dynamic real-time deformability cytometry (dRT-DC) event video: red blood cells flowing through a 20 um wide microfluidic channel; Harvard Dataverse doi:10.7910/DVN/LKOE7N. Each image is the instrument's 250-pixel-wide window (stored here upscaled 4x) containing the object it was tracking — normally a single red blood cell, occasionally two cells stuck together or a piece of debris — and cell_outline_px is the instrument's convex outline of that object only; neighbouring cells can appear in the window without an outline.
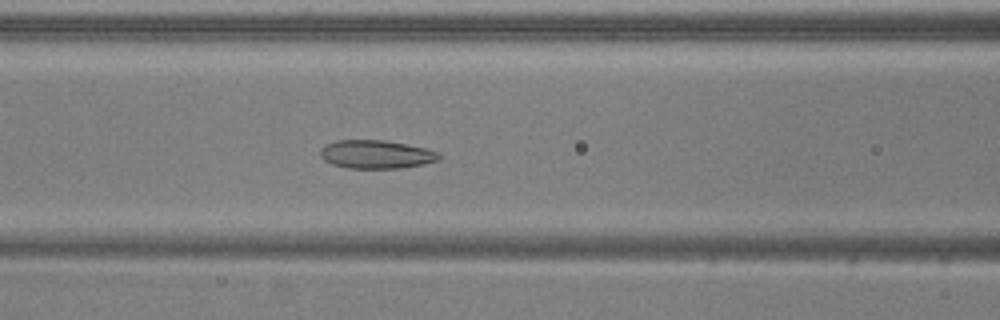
{"species": "common noctule bat (a hibernating species)", "species_latin": "Nyctalus noctula", "temperature_condition": "warm", "stored_images_in_passage": 40, "camera_frame_rate_fps": 3000, "um_per_image_px": 0.085, "animal": {"sex": "male", "body_mass_g": 20.5, "forearm_length_mm": 52.5}, "frame": {"image": 1, "passage_image": 8, "time_ms": 2.333, "image_size_px": [1000, 320], "cell_outline_px": [[440, 156], [436, 160], [424, 164], [400, 168], [348, 168], [332, 164], [324, 160], [320, 156], [320, 148], [336, 140], [384, 140], [424, 148], [440, 152]], "centroid_in_image_um": [31.94, 13.12], "position_along_channel_um": 134.7, "area_um2": 19.48}}
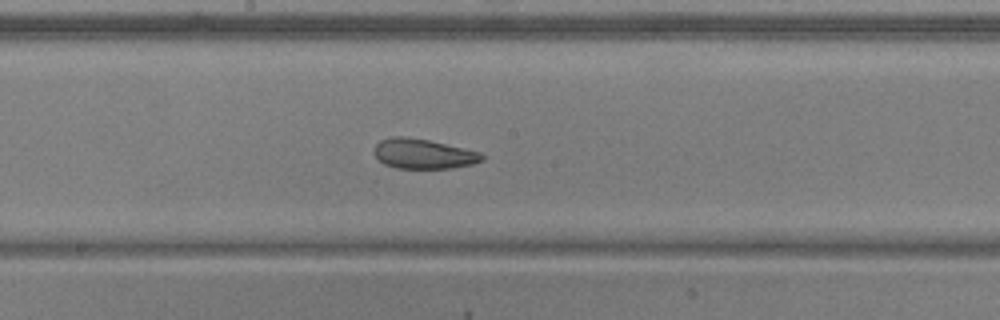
{"frame": {"image": 2, "passage_image": 14, "time_ms": 4.333, "image_size_px": [1000, 320], "cell_outline_px": [[484, 160], [472, 164], [452, 168], [396, 168], [384, 164], [376, 156], [376, 144], [380, 140], [392, 136], [404, 136], [428, 140], [480, 152], [484, 156]], "centroid_in_image_um": [36.0, 13.07], "position_along_channel_um": 212.2, "area_um2": 18.55}}
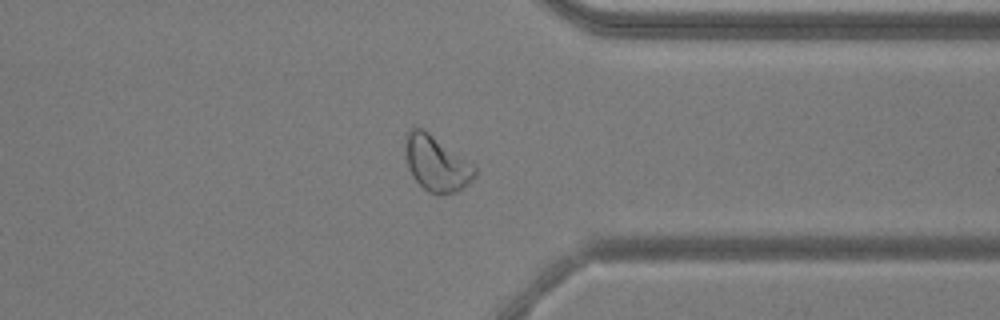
{"frame": {"image": 3, "passage_image": 27, "time_ms": 8.667, "image_size_px": [1000, 320], "cell_outline_px": [[476, 176], [468, 184], [456, 192], [440, 196], [436, 196], [428, 192], [412, 176], [408, 168], [404, 148], [404, 132], [412, 124], [424, 128], [476, 164]], "centroid_in_image_um": [37.08, 13.83], "position_along_channel_um": 374.3, "area_um2": 23.64}, "authors_computed_cell_mechanics": {"area_um2": 21.0392, "velocity_mm_per_s": 3.877, "shape_relaxation_time_tau1_ms": null, "shape_relaxation_time_tau2_ms": 2.7492, "deformation_change_tau1": null, "deformation_change_tau2": 0.0799}}